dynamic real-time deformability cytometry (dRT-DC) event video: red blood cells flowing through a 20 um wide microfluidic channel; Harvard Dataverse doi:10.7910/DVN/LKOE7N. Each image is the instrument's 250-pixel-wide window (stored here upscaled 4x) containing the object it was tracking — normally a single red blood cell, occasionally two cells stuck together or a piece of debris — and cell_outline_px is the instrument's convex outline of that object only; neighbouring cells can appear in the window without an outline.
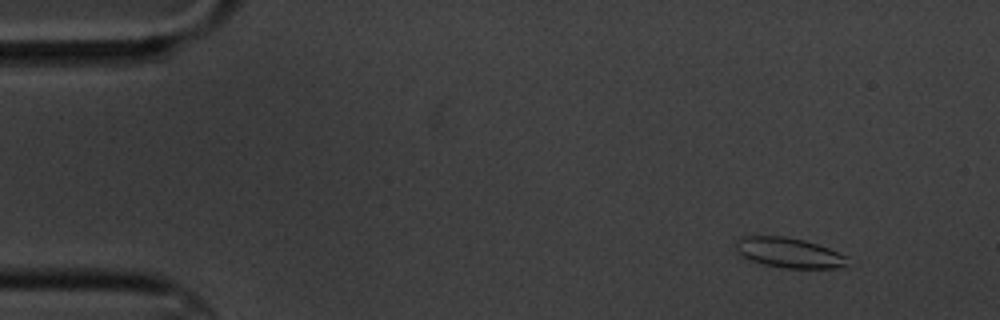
{"species": "common noctule bat (a hibernating species)", "species_latin": "Nyctalus noctula", "temperature_condition": "cold", "stored_images_in_passage": 5, "camera_frame_rate_fps": 3000, "um_per_image_px": 0.085, "animal": {"sex": "male", "body_mass_g": 20.1, "forearm_length_mm": 53.5}, "frame": {"image": 1, "passage_image": 2, "time_ms": 1.333, "image_size_px": [1000, 320], "cell_outline_px": [[848, 256], [844, 264], [836, 268], [784, 268], [764, 264], [752, 260], [744, 256], [736, 248], [736, 240], [740, 236], [784, 236], [804, 240], [828, 248]], "centroid_in_image_um": [67.04, 21.47], "position_along_channel_um": 18.0, "area_um2": 19.19}}
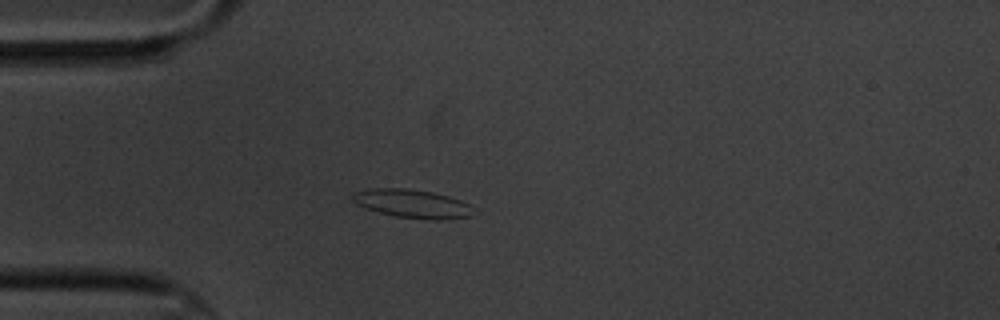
{"frame": {"image": 2, "passage_image": 5, "time_ms": 4.667, "image_size_px": [1000, 320], "cell_outline_px": [[480, 212], [472, 216], [444, 220], [428, 220], [396, 216], [364, 208], [356, 204], [352, 200], [352, 192], [376, 188], [404, 188], [432, 192], [448, 196], [460, 200], [468, 204]], "centroid_in_image_um": [35.11, 17.33], "position_along_channel_um": 49.9, "area_um2": 20.35}}